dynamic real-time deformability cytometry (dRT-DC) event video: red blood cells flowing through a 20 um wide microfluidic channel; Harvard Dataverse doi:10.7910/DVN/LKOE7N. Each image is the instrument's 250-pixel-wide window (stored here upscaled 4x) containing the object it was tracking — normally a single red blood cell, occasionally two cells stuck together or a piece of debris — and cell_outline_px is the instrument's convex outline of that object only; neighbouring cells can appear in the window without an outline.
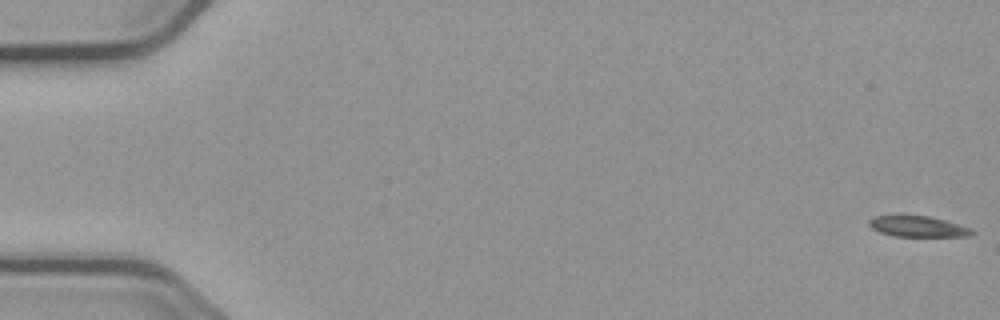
{"species": "common noctule bat (a hibernating species)", "species_latin": "Nyctalus noctula", "temperature_condition": "cold", "stored_images_in_passage": 56, "camera_frame_rate_fps": 3000, "um_per_image_px": 0.085, "animal": {"sex": "male", "body_mass_g": 23.1, "forearm_length_mm": 52.7}, "frame": {"image": 1, "passage_image": 1, "time_ms": 0.0, "image_size_px": [1000, 320], "cell_outline_px": [[976, 232], [968, 236], [892, 236], [880, 232], [872, 228], [868, 224], [868, 220], [876, 216], [900, 212], [928, 216], [944, 220], [968, 228]], "centroid_in_image_um": [77.89, 19.2], "position_along_channel_um": 7.1, "area_um2": 12.89}}
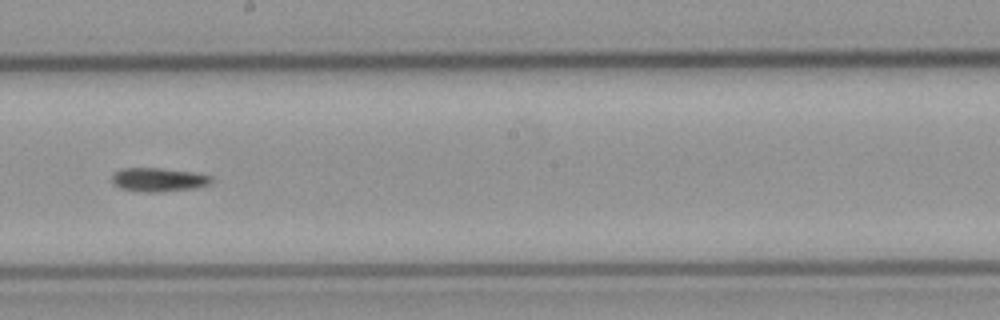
{"frame": {"image": 2, "passage_image": 32, "time_ms": 10.333, "image_size_px": [1000, 320], "cell_outline_px": [[212, 184], [196, 188], [160, 192], [140, 192], [120, 188], [112, 184], [112, 176], [120, 168], [160, 168], [196, 172], [212, 176]], "centroid_in_image_um": [13.5, 15.28], "position_along_channel_um": 234.7, "area_um2": 14.05}}
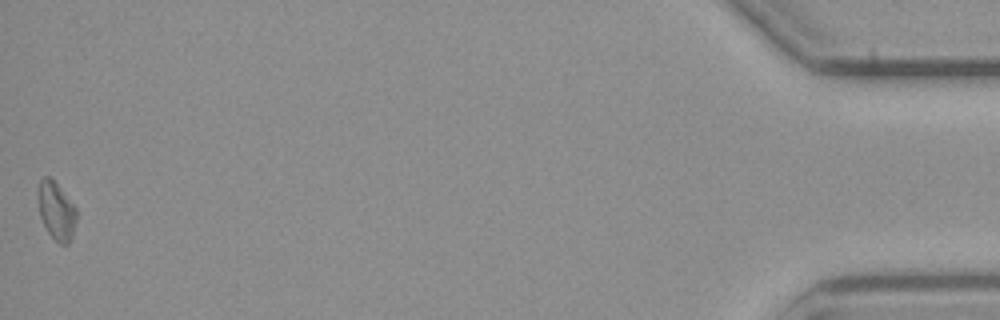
{"frame": {"image": 3, "passage_image": 56, "time_ms": 18.333, "image_size_px": [1000, 320], "cell_outline_px": [[76, 220], [72, 236], [68, 244], [60, 244], [48, 232], [40, 216], [36, 196], [36, 188], [40, 180], [44, 176], [52, 176], [76, 208]], "centroid_in_image_um": [4.75, 17.85], "position_along_channel_um": 430.5, "area_um2": 13.24}}